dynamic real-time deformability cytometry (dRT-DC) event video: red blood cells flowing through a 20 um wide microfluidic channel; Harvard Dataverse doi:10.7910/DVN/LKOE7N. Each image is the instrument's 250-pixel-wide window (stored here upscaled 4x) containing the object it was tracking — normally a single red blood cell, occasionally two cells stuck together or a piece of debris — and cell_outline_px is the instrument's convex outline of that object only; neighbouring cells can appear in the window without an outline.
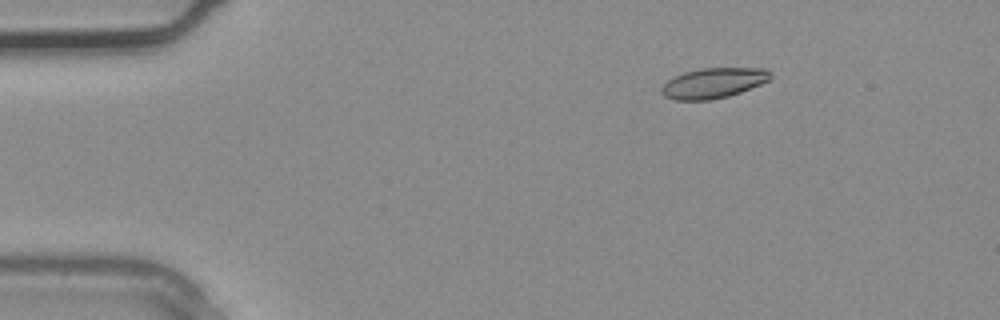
{"species": "common noctule bat (a hibernating species)", "species_latin": "Nyctalus noctula", "temperature_condition": "warm", "stored_images_in_passage": 3, "camera_frame_rate_fps": 3000, "um_per_image_px": 0.085, "animal": {"sex": "male", "body_mass_g": 20.4}, "frame": {"image": 1, "passage_image": 2, "time_ms": 0.333, "image_size_px": [1000, 320], "cell_outline_px": [[772, 76], [768, 80], [760, 84], [740, 92], [728, 96], [708, 100], [672, 100], [664, 96], [660, 92], [660, 88], [668, 80], [684, 72], [700, 68], [768, 68], [772, 72]], "centroid_in_image_um": [60.63, 7.05], "position_along_channel_um": 24.4, "area_um2": 19.25}}